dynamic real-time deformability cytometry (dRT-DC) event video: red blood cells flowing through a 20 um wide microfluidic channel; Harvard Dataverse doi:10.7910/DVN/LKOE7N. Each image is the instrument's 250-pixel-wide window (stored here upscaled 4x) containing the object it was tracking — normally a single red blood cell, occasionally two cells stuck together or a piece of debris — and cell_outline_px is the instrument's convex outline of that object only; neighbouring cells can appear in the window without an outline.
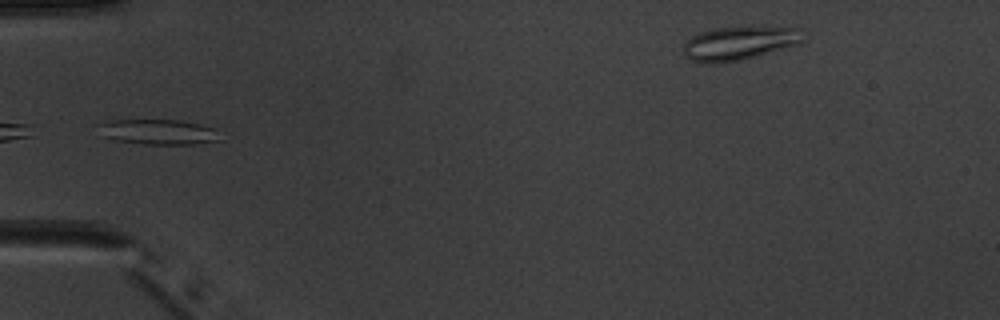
{"species": "common noctule bat (a hibernating species)", "species_latin": "Nyctalus noctula", "temperature_condition": "warm", "stored_images_in_passage": 6, "camera_frame_rate_fps": 3000, "um_per_image_px": 0.085, "animal": {"sex": "male", "body_mass_g": 20.1, "forearm_length_mm": 53.5}, "frame": {"image": 1, "passage_image": 6, "time_ms": 5.667, "image_size_px": [1000, 320], "cell_outline_px": [[224, 140], [196, 144], [144, 144], [116, 140], [100, 136], [96, 124], [108, 120], [180, 120], [200, 124], [216, 128]], "centroid_in_image_um": [13.47, 11.21], "position_along_channel_um": 71.5, "area_um2": 18.32}}